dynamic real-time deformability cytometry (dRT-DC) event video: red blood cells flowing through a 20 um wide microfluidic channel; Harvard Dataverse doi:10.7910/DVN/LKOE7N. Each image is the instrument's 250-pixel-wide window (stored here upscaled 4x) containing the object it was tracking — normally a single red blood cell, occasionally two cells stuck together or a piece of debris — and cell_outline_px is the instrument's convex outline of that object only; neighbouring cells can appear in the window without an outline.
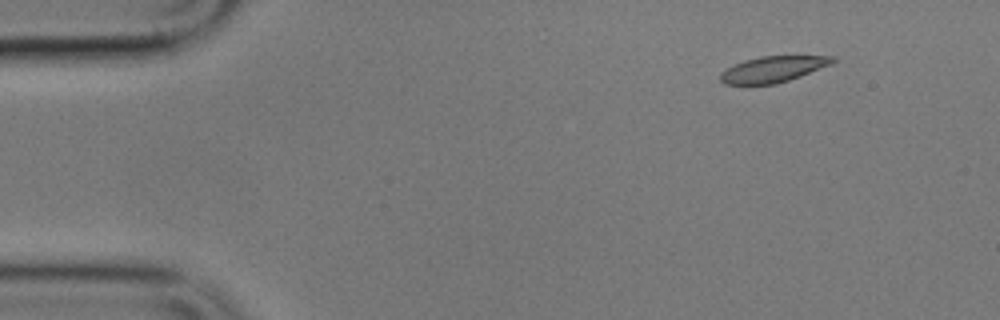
{"species": "common noctule bat (a hibernating species)", "species_latin": "Nyctalus noctula", "temperature_condition": "cold", "stored_images_in_passage": 4, "camera_frame_rate_fps": 3000, "um_per_image_px": 0.085, "animal": {"sex": "male", "body_mass_g": 17.9}, "frame": {"image": 1, "passage_image": 1, "time_ms": 0.0, "image_size_px": [1000, 320], "cell_outline_px": [[836, 60], [832, 64], [800, 76], [776, 84], [724, 84], [720, 80], [720, 72], [744, 60], [760, 56], [836, 56]], "centroid_in_image_um": [65.72, 5.88], "position_along_channel_um": 19.3, "area_um2": 16.88}}